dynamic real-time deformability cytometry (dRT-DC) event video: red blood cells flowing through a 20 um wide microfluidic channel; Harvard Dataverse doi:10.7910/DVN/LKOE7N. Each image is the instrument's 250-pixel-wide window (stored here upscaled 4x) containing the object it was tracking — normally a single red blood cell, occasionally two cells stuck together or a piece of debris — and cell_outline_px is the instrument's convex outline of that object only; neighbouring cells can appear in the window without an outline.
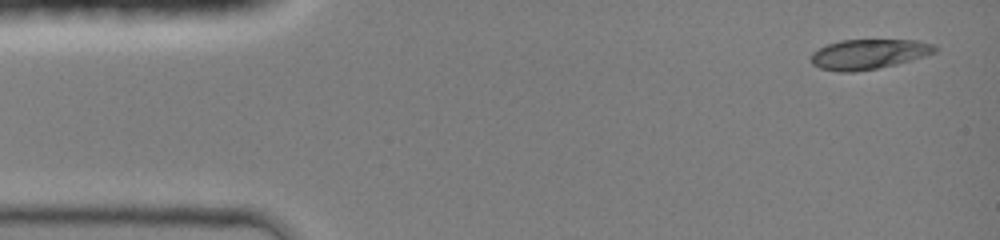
{"species": "common noctule bat (a hibernating species)", "species_latin": "Nyctalus noctula", "temperature_condition": "room temperature", "stored_images_in_passage": 16, "camera_frame_rate_fps": 3000, "um_per_image_px": 0.085, "animal": {"sex": "female", "body_mass_g": 19.0, "forearm_length_mm": 51.5}, "frame": {"image": 1, "passage_image": 1, "time_ms": 0.0, "image_size_px": [1000, 240], "cell_outline_px": [[936, 52], [924, 56], [896, 64], [876, 68], [852, 72], [840, 72], [820, 68], [812, 64], [812, 52], [828, 44], [840, 40], [920, 40], [936, 44]], "centroid_in_image_um": [73.86, 4.59], "position_along_channel_um": 11.1, "area_um2": 21.5}}
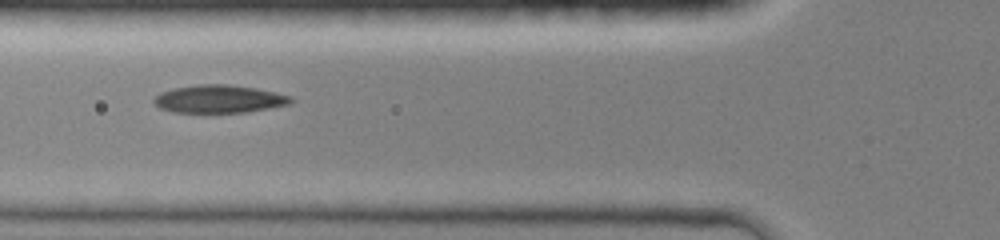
{"frame": {"image": 2, "passage_image": 12, "time_ms": 4.667, "image_size_px": [1000, 240], "cell_outline_px": [[292, 104], [248, 112], [172, 112], [160, 108], [152, 100], [160, 92], [176, 88], [200, 84], [228, 84], [256, 88], [292, 96]], "centroid_in_image_um": [18.65, 8.41], "position_along_channel_um": 107.1, "area_um2": 22.2}}
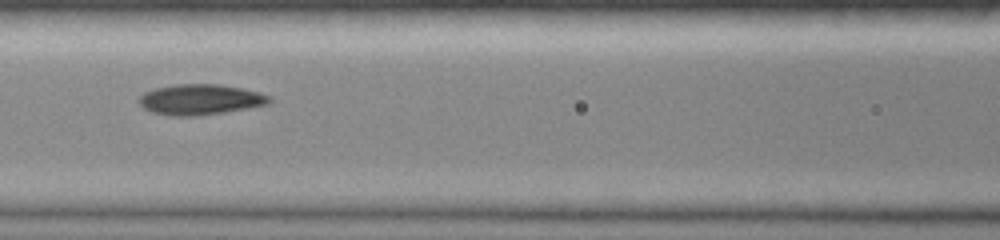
{"frame": {"image": 3, "passage_image": 14, "time_ms": 5.667, "image_size_px": [1000, 240], "cell_outline_px": [[272, 100], [268, 104], [248, 108], [200, 116], [168, 116], [152, 112], [144, 108], [140, 104], [140, 96], [144, 92], [152, 88], [172, 84], [216, 84], [240, 88], [260, 92], [268, 96]], "centroid_in_image_um": [16.99, 8.46], "position_along_channel_um": 149.6, "area_um2": 23.29}}